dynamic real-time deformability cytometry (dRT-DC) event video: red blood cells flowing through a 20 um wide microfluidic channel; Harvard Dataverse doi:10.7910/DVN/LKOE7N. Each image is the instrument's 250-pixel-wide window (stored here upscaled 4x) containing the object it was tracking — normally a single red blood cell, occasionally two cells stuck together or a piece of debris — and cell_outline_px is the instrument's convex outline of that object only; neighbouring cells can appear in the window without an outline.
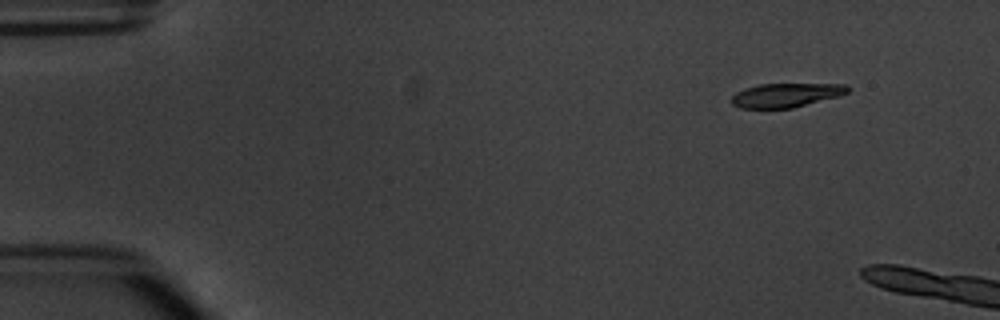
{"species": "common noctule bat (a hibernating species)", "species_latin": "Nyctalus noctula", "temperature_condition": "warm", "stored_images_in_passage": 2, "camera_frame_rate_fps": 3000, "um_per_image_px": 0.085, "animal": {"sex": "male", "body_mass_g": 20.1, "forearm_length_mm": 53.5}, "frame": {"image": 1, "passage_image": 1, "time_ms": 0.0, "image_size_px": [1000, 320], "cell_outline_px": [[848, 92], [840, 96], [792, 108], [740, 108], [732, 104], [732, 96], [736, 92], [744, 88], [760, 84], [848, 84]], "centroid_in_image_um": [66.81, 8.08], "position_along_channel_um": 18.2, "area_um2": 16.24}}